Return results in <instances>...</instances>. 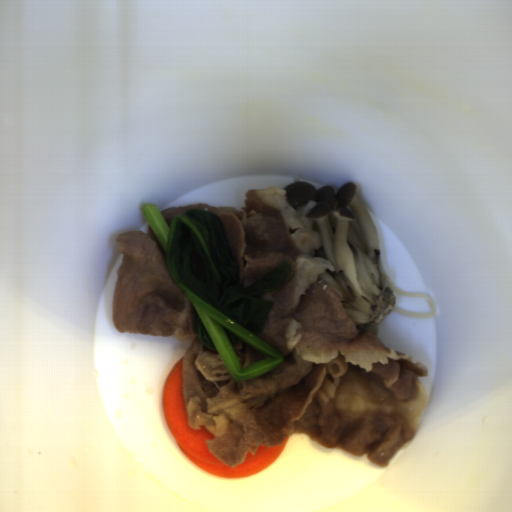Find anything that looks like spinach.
Wrapping results in <instances>:
<instances>
[{"label":"spinach","mask_w":512,"mask_h":512,"mask_svg":"<svg viewBox=\"0 0 512 512\" xmlns=\"http://www.w3.org/2000/svg\"><path fill=\"white\" fill-rule=\"evenodd\" d=\"M141 213L150 225L180 290L190 299L199 342L217 351L237 381L268 373L284 362V353L258 336L274 303L255 298L280 287L292 273L284 261L248 288L239 286V264L222 221L208 211L189 209L171 223L157 203L144 204ZM273 357L254 362L242 371L232 346L240 339Z\"/></svg>","instance_id":"spinach-1"}]
</instances>
